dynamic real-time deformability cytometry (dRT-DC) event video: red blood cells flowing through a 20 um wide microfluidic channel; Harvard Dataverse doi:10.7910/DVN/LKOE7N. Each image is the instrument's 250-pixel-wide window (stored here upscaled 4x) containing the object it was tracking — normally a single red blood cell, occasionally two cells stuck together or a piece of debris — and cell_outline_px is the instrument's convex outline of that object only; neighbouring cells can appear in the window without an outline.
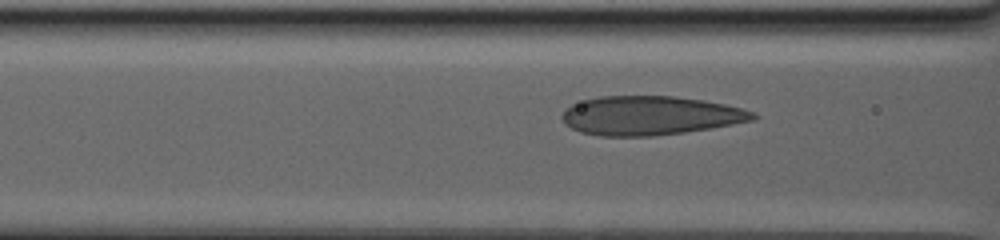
{"species": "human", "species_latin": "Homo sapiens", "temperature_condition": "warm", "stored_images_in_passage": 22, "camera_frame_rate_fps": 3000, "um_per_image_px": 0.085, "donor": {"sex": "male"}, "frame": {"image": 1, "passage_image": 15, "time_ms": 8.0, "image_size_px": [1000, 240], "cell_outline_px": [[760, 116], [752, 120], [732, 124], [684, 132], [652, 136], [600, 136], [580, 132], [572, 128], [560, 116], [572, 104], [584, 100], [600, 96], [676, 96], [704, 100], [724, 104], [740, 108], [752, 112]], "centroid_in_image_um": [55.25, 9.82], "position_along_channel_um": 111.3, "area_um2": 43.0}}
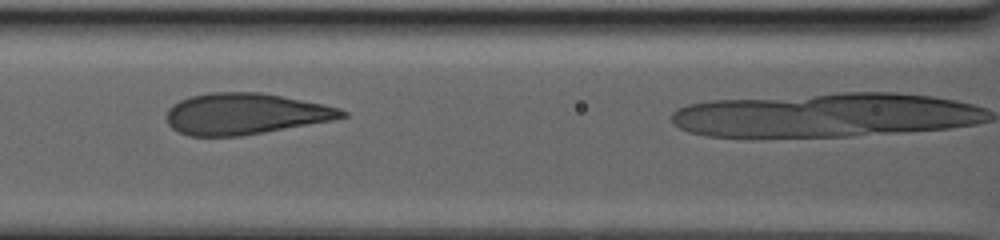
{"frame": {"image": 2, "passage_image": 18, "time_ms": 9.333, "image_size_px": [1000, 240], "cell_outline_px": [[348, 116], [332, 120], [264, 132], [240, 136], [188, 136], [172, 128], [168, 124], [168, 108], [172, 104], [180, 100], [192, 96], [208, 92], [260, 92], [324, 104], [340, 108], [348, 112]], "centroid_in_image_um": [20.84, 9.67], "position_along_channel_um": 145.8, "area_um2": 41.96}}